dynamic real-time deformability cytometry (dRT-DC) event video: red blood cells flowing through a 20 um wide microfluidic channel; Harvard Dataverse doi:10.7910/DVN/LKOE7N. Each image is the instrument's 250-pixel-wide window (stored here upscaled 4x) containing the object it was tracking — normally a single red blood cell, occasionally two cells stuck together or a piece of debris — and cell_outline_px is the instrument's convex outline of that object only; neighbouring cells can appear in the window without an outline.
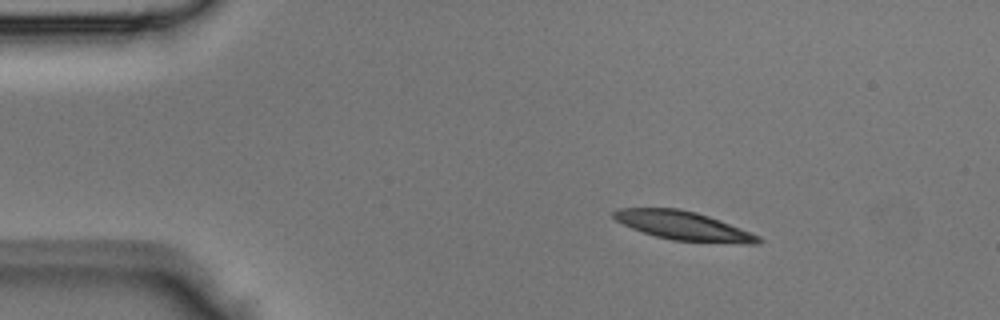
{"species": "Egyptian fruit bat (a non-hibernating species)", "species_latin": "Rousettus aegyptiacus", "temperature_condition": "room temperature", "stored_images_in_passage": 38, "camera_frame_rate_fps": 3000, "um_per_image_px": 0.085, "animal": {"sex": "male"}, "frame": {"image": 1, "passage_image": 1, "time_ms": 0.0, "image_size_px": [1000, 320], "cell_outline_px": [[764, 240], [760, 244], [744, 244], [672, 240], [656, 236], [632, 228], [616, 220], [612, 216], [612, 212], [620, 208], [680, 208], [696, 212], [720, 220], [760, 236]], "centroid_in_image_um": [58.13, 19.19], "position_along_channel_um": 26.9, "area_um2": 24.22}}
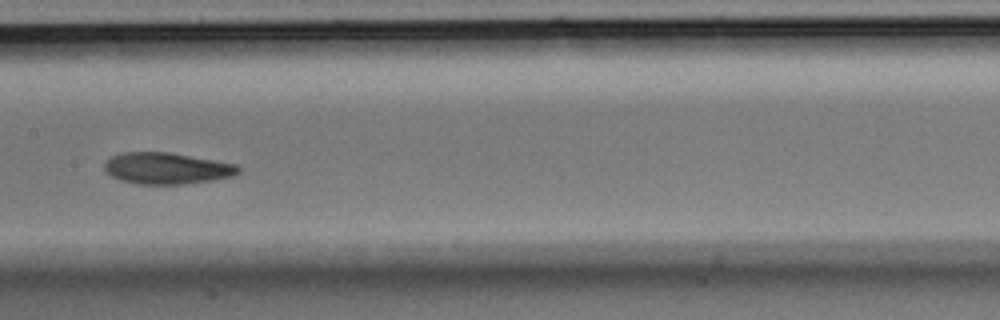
{"frame": {"image": 2, "passage_image": 16, "time_ms": 5.0, "image_size_px": [1000, 320], "cell_outline_px": [[240, 172], [232, 176], [212, 180], [184, 184], [136, 184], [120, 180], [104, 172], [104, 164], [112, 156], [120, 152], [168, 152], [236, 164], [240, 168]], "centroid_in_image_um": [14.14, 14.31], "position_along_channel_um": 193.3, "area_um2": 24.51}}
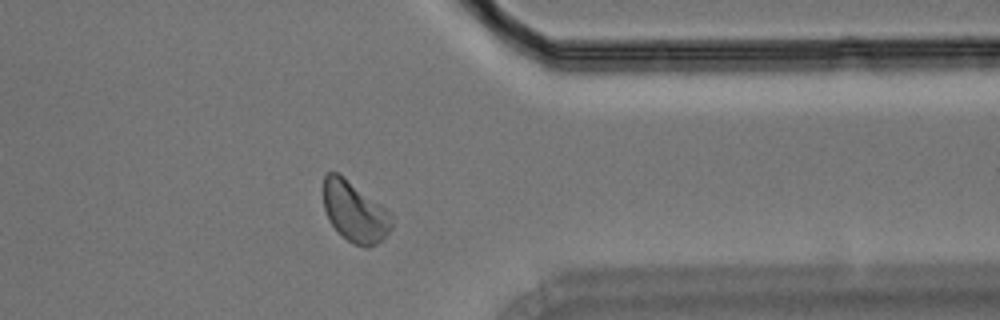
{"frame": {"image": 3, "passage_image": 29, "time_ms": 9.333, "image_size_px": [1000, 320], "cell_outline_px": [[392, 228], [384, 240], [368, 248], [364, 248], [352, 244], [332, 224], [324, 208], [324, 176], [328, 172], [336, 172], [344, 176], [388, 208], [392, 212]], "centroid_in_image_um": [30.22, 18.0], "position_along_channel_um": 381.2, "area_um2": 24.39}}